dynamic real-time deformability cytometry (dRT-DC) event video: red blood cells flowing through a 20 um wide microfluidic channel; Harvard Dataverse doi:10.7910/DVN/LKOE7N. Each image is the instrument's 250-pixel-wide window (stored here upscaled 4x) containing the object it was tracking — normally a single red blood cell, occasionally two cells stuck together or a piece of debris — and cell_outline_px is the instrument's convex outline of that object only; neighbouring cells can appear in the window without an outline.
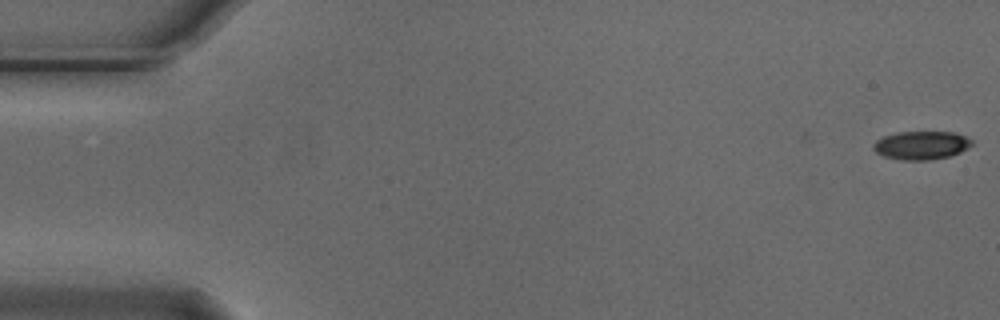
{"species": "Egyptian fruit bat (a non-hibernating species)", "species_latin": "Rousettus aegyptiacus", "temperature_condition": "cold", "stored_images_in_passage": 56, "camera_frame_rate_fps": 3000, "um_per_image_px": 0.085, "animal": {"sex": "male"}, "frame": {"image": 1, "passage_image": 1, "time_ms": 0.0, "image_size_px": [1000, 320], "cell_outline_px": [[972, 144], [968, 148], [960, 152], [948, 156], [928, 160], [904, 160], [884, 156], [876, 152], [872, 148], [872, 144], [876, 140], [884, 136], [896, 132], [956, 132], [972, 140]], "centroid_in_image_um": [78.29, 12.34], "position_along_channel_um": 6.7, "area_um2": 16.24}}
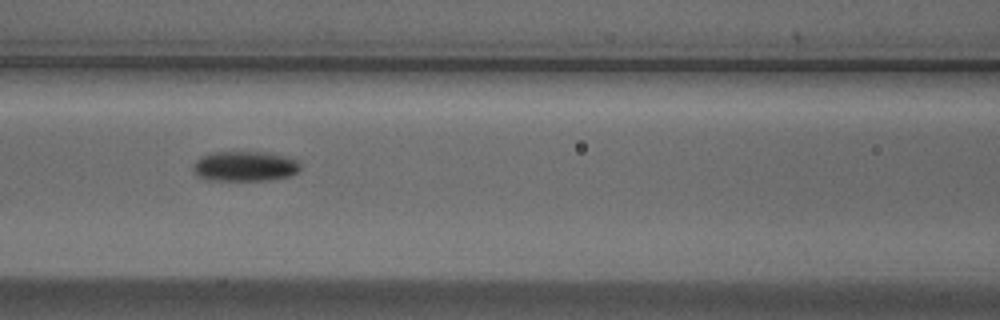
{"frame": {"image": 2, "passage_image": 24, "time_ms": 7.667, "image_size_px": [1000, 320], "cell_outline_px": [[300, 168], [296, 172], [288, 176], [268, 180], [208, 180], [196, 176], [192, 168], [192, 164], [200, 156], [212, 152], [264, 152], [288, 156], [296, 160], [300, 164]], "centroid_in_image_um": [20.76, 14.12], "position_along_channel_um": 145.8, "area_um2": 18.9}}
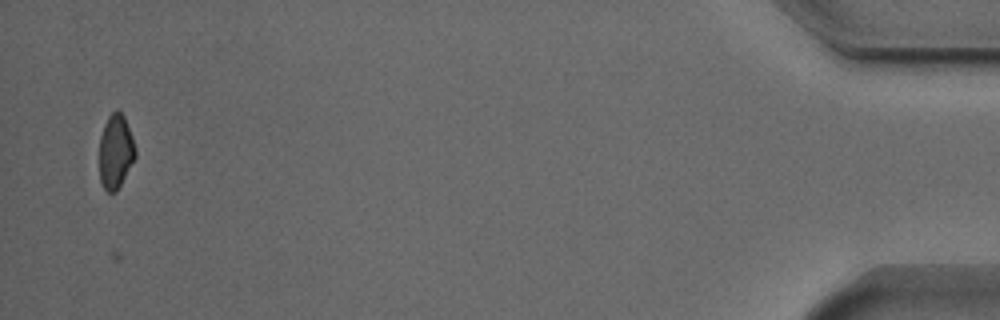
{"frame": {"image": 3, "passage_image": 54, "time_ms": 17.667, "image_size_px": [1000, 320], "cell_outline_px": [[136, 156], [116, 192], [108, 192], [104, 188], [100, 180], [100, 136], [104, 124], [108, 116], [116, 108], [124, 116], [132, 136], [136, 148]], "centroid_in_image_um": [9.83, 12.85], "position_along_channel_um": 425.4, "area_um2": 15.49}, "authors_computed_cell_mechanics": {"area_um2": 17.34, "velocity_mm_per_s": 3.7193, "shape_relaxation_time_tau1_ms": 4.2346, "shape_relaxation_time_tau2_ms": null, "deformation_change_tau1": 0.1006, "deformation_change_tau2": null}}